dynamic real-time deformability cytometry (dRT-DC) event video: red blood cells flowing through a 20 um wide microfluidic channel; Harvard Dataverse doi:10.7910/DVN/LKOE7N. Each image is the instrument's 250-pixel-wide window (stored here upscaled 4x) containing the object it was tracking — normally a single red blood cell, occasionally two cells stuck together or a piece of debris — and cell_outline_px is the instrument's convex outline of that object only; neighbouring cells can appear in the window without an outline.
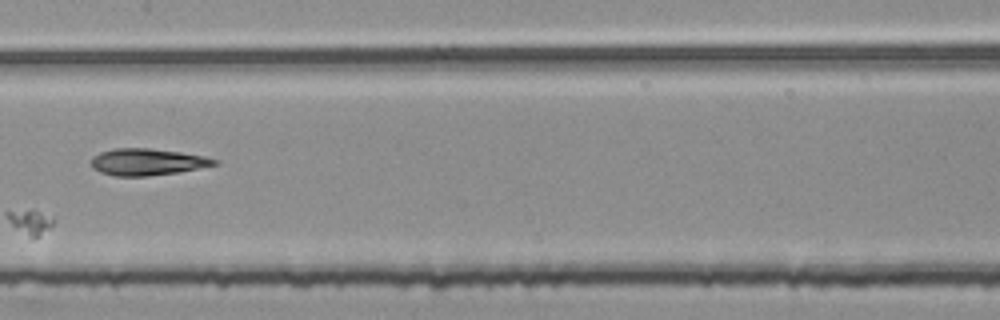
{"species": "common noctule bat (a hibernating species)", "species_latin": "Nyctalus noctula", "temperature_condition": "room temperature", "stored_images_in_passage": 6, "camera_frame_rate_fps": 3000, "um_per_image_px": 0.085, "animal": {"sex": "female", "body_mass_g": 25.1}, "frame": {"image": 1, "passage_image": 6, "time_ms": 1.667, "image_size_px": [1000, 320], "cell_outline_px": [[220, 164], [176, 172], [148, 176], [116, 176], [100, 172], [92, 168], [92, 156], [100, 152], [116, 148], [152, 148], [180, 152], [204, 156], [220, 160]], "centroid_in_image_um": [12.53, 13.76], "position_along_channel_um": 194.9, "area_um2": 19.19}}